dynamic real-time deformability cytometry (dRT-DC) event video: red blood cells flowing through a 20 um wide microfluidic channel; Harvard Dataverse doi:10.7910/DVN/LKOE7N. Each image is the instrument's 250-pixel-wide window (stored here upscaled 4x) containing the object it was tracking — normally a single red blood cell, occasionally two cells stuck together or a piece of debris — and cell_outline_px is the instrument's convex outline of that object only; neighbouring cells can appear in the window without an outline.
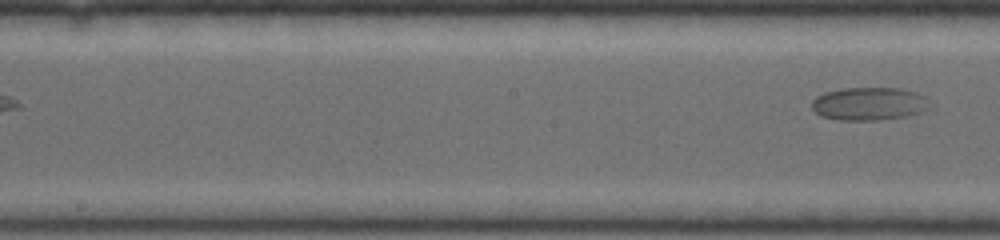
{"species": "common noctule bat (a hibernating species)", "species_latin": "Nyctalus noctula", "temperature_condition": "warm", "stored_images_in_passage": 15, "segment_of_instrument_passage": [2, 2], "camera_frame_rate_fps": 5000, "um_per_image_px": 0.085, "animal": {"sex": "female", "body_mass_g": 19.0, "forearm_length_mm": 53.3}, "frame": {"image": 1, "passage_image": 15, "time_ms": 3.2, "image_size_px": [1000, 240], "cell_outline_px": [[932, 108], [908, 116], [880, 120], [836, 120], [820, 116], [812, 108], [812, 100], [816, 96], [824, 92], [840, 88], [900, 88], [916, 92], [924, 96]], "centroid_in_image_um": [73.86, 8.82], "position_along_channel_um": 174.3, "area_um2": 23.0}}